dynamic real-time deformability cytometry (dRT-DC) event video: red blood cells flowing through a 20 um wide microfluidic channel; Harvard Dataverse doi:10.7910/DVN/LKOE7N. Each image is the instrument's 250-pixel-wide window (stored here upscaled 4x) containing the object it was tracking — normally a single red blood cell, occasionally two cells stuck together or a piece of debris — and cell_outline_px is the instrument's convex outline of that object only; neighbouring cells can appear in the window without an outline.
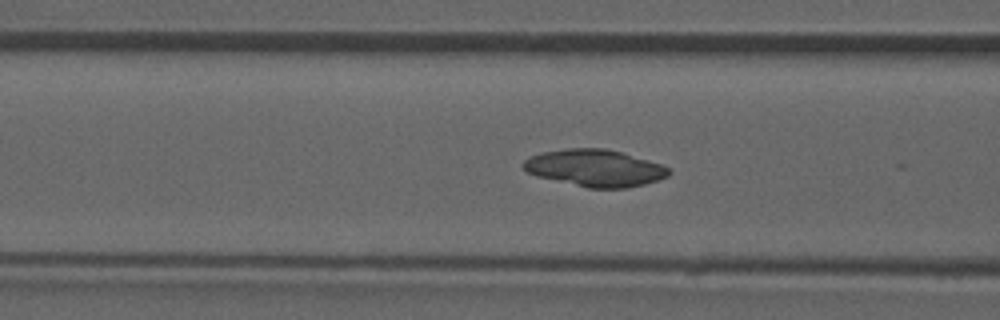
{"species": "common noctule bat (a hibernating species)", "species_latin": "Nyctalus noctula", "temperature_condition": "room temperature", "stored_images_in_passage": 22, "camera_frame_rate_fps": 3000, "um_per_image_px": 0.085, "animal": {"sex": "male", "forearm_length_mm": 52.5}, "frame": {"image": 1, "passage_image": 21, "time_ms": 6.667, "image_size_px": [1000, 320], "cell_outline_px": [[672, 172], [668, 176], [644, 184], [624, 188], [588, 188], [536, 176], [528, 172], [520, 164], [524, 160], [540, 152], [568, 148], [604, 148], [620, 152], [664, 164]], "centroid_in_image_um": [50.56, 14.28], "position_along_channel_um": 116.0, "area_um2": 31.33}}